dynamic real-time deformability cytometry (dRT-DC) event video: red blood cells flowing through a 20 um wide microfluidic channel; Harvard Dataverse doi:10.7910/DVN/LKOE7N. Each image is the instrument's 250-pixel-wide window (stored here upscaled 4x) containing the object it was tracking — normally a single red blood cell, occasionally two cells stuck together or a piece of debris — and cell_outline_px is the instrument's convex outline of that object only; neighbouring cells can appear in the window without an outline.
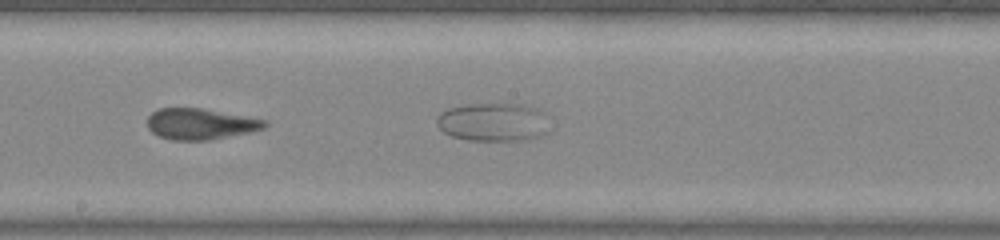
{"species": "common noctule bat (a hibernating species)", "species_latin": "Nyctalus noctula", "temperature_condition": "warm", "stored_images_in_passage": 16, "camera_frame_rate_fps": 3000, "um_per_image_px": 0.085, "animal": {"sex": "male", "body_mass_g": 20.0, "forearm_length_mm": 53.3}, "frame": {"image": 1, "passage_image": 14, "time_ms": 4.333, "image_size_px": [1000, 240], "cell_outline_px": [[268, 124], [264, 128], [252, 132], [212, 140], [172, 140], [160, 136], [152, 132], [148, 128], [148, 116], [152, 112], [160, 108], [200, 108], [268, 120]], "centroid_in_image_um": [17.07, 10.54], "position_along_channel_um": 231.1, "area_um2": 21.27}}